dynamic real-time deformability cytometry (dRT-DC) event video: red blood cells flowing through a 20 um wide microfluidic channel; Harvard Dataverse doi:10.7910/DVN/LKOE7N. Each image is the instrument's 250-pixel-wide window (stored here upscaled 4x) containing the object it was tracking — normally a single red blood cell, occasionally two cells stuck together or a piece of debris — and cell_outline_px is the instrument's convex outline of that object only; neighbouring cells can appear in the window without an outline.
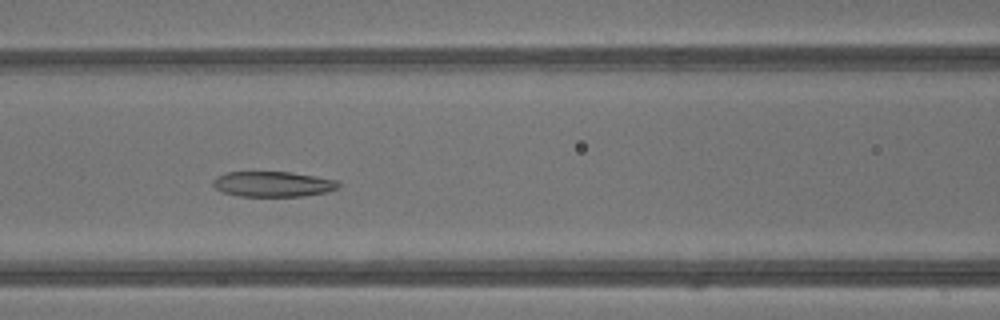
{"species": "common noctule bat (a hibernating species)", "species_latin": "Nyctalus noctula", "temperature_condition": "warm", "stored_images_in_passage": 43, "camera_frame_rate_fps": 3000, "um_per_image_px": 0.085, "animal": {"sex": "male", "body_mass_g": 13.3}, "frame": {"image": 1, "passage_image": 19, "time_ms": 6.0, "image_size_px": [1000, 320], "cell_outline_px": [[340, 184], [336, 188], [328, 192], [300, 196], [240, 196], [224, 192], [216, 188], [212, 184], [212, 180], [216, 176], [224, 172], [292, 172], [340, 180]], "centroid_in_image_um": [23.21, 15.63], "position_along_channel_um": 143.4, "area_um2": 18.61}}
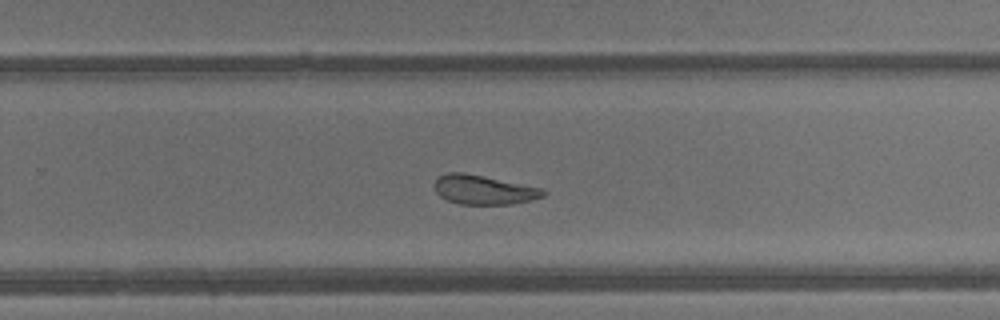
{"frame": {"image": 2, "passage_image": 28, "time_ms": 9.0, "image_size_px": [1000, 320], "cell_outline_px": [[548, 192], [544, 196], [532, 200], [512, 204], [460, 204], [448, 200], [440, 196], [436, 192], [432, 184], [436, 176], [448, 172], [464, 172], [544, 188]], "centroid_in_image_um": [41.1, 16.12], "position_along_channel_um": 288.7, "area_um2": 18.9}}
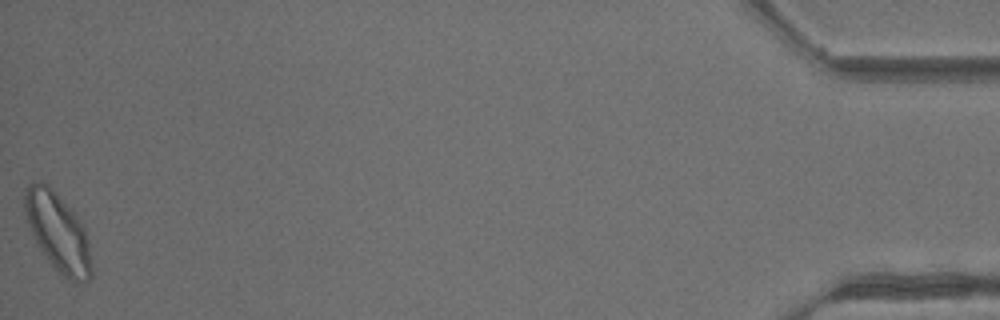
{"frame": {"image": 3, "passage_image": 43, "time_ms": 14.0, "image_size_px": [1000, 320], "cell_outline_px": [[92, 276], [84, 284], [72, 284], [56, 272], [36, 244], [28, 224], [24, 212], [24, 192], [28, 184], [32, 180], [40, 180], [52, 188], [76, 216], [84, 228], [88, 240], [92, 268]], "centroid_in_image_um": [4.91, 19.79], "position_along_channel_um": 430.3, "area_um2": 31.04}, "authors_computed_cell_mechanics": {"area_um2": 22.8888, "velocity_mm_per_s": 4.8564, "shape_relaxation_time_tau1_ms": null, "shape_relaxation_time_tau2_ms": 3.3135, "deformation_change_tau1": null, "deformation_change_tau2": 0.1206}}